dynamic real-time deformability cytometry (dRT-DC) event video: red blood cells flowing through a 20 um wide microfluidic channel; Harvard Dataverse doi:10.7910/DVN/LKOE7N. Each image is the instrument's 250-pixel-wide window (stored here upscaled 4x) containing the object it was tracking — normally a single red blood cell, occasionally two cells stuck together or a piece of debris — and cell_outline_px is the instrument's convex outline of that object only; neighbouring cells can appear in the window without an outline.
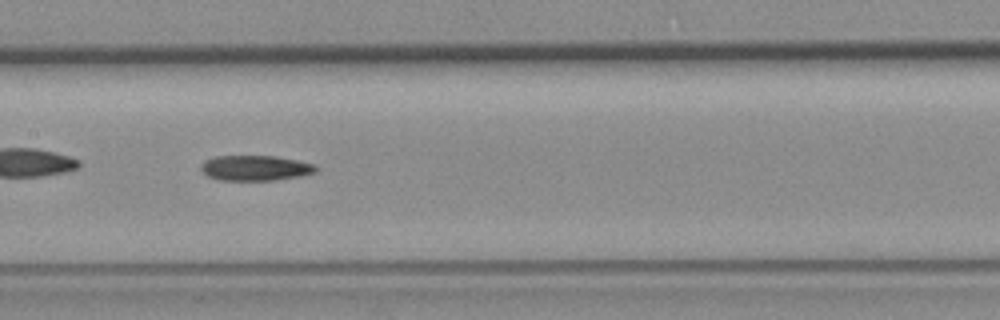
{"species": "common noctule bat (a hibernating species)", "species_latin": "Nyctalus noctula", "temperature_condition": "room temperature", "stored_images_in_passage": 40, "camera_frame_rate_fps": 3000, "um_per_image_px": 0.085, "animal": {"sex": "female", "body_mass_g": 19.3, "forearm_length_mm": 54.1}, "frame": {"image": 1, "passage_image": 12, "time_ms": 3.667, "image_size_px": [1000, 320], "cell_outline_px": [[316, 172], [300, 176], [276, 180], [220, 180], [208, 176], [200, 168], [200, 164], [204, 160], [216, 156], [276, 156], [316, 164]], "centroid_in_image_um": [21.69, 14.27], "position_along_channel_um": 185.7, "area_um2": 16.94}}
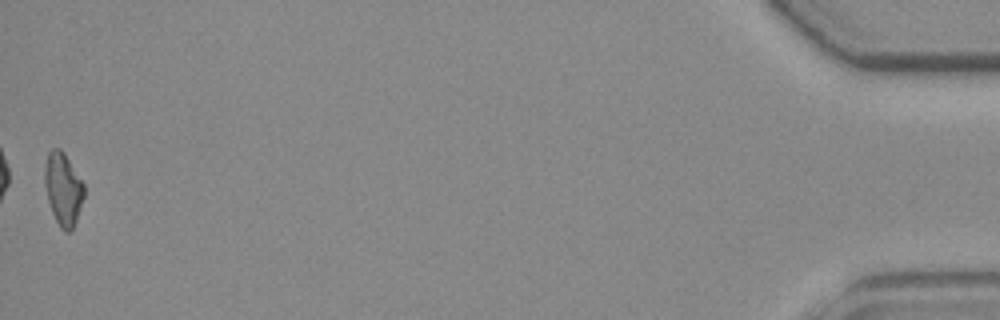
{"frame": {"image": 2, "passage_image": 40, "time_ms": 13.0, "image_size_px": [1000, 320], "cell_outline_px": [[84, 196], [76, 220], [72, 228], [68, 232], [64, 232], [60, 228], [52, 212], [48, 200], [44, 184], [44, 168], [48, 152], [52, 148], [60, 148], [64, 152], [84, 184]], "centroid_in_image_um": [5.35, 16.04], "position_along_channel_um": 429.8, "area_um2": 16.59}}